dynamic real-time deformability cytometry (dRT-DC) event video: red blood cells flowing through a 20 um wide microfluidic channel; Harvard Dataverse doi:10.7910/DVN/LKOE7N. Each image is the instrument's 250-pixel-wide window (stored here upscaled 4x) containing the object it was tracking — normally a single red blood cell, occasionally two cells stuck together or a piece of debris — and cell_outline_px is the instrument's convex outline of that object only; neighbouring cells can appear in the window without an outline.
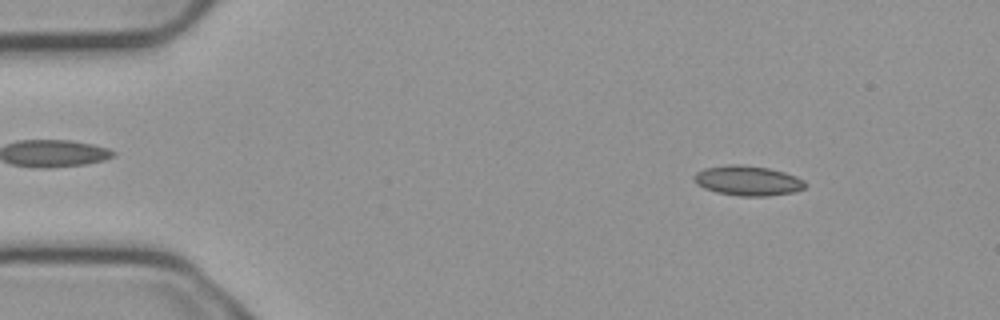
{"species": "common noctule bat (a hibernating species)", "species_latin": "Nyctalus noctula", "temperature_condition": "cold", "stored_images_in_passage": 17, "camera_frame_rate_fps": 3000, "um_per_image_px": 0.085, "animal": {"sex": "male", "body_mass_g": 23.1, "forearm_length_mm": 52.7}, "frame": {"image": 1, "passage_image": 7, "time_ms": 2.0, "image_size_px": [1000, 320], "cell_outline_px": [[808, 184], [804, 188], [792, 192], [768, 196], [740, 196], [716, 192], [704, 188], [696, 184], [692, 180], [692, 176], [696, 172], [704, 168], [728, 164], [740, 164], [768, 168], [784, 172], [796, 176], [804, 180]], "centroid_in_image_um": [63.53, 15.35], "position_along_channel_um": 21.5, "area_um2": 19.54}}
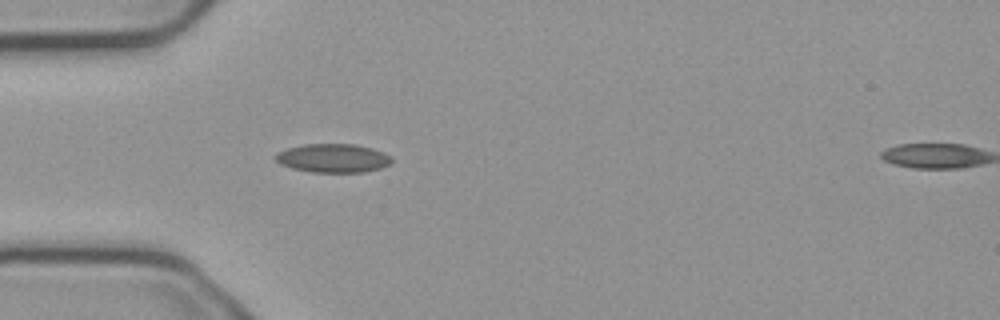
{"frame": {"image": 2, "passage_image": 16, "time_ms": 5.0, "image_size_px": [1000, 320], "cell_outline_px": [[392, 160], [388, 164], [380, 168], [364, 172], [312, 172], [292, 168], [280, 164], [276, 160], [276, 152], [288, 148], [304, 144], [352, 144], [372, 148], [392, 156]], "centroid_in_image_um": [28.3, 13.44], "position_along_channel_um": 56.7, "area_um2": 19.31}}